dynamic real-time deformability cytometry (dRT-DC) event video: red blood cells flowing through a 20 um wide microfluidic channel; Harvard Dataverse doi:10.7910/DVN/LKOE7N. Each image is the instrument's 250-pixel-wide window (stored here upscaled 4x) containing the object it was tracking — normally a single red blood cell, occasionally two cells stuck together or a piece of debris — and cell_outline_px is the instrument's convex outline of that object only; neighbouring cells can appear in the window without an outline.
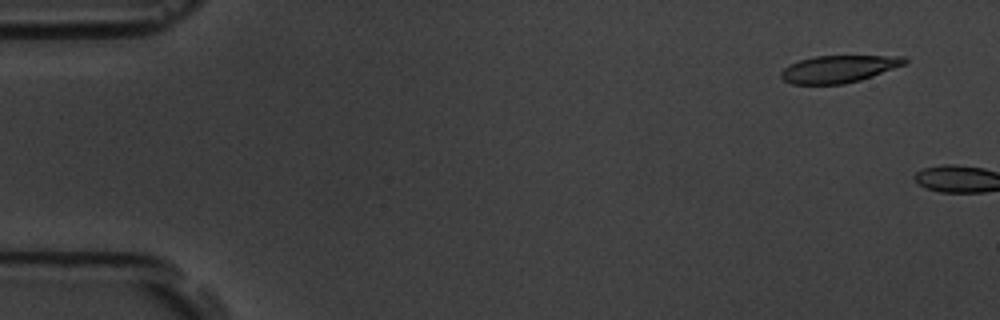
{"species": "common noctule bat (a hibernating species)", "species_latin": "Nyctalus noctula", "temperature_condition": "room temperature", "stored_images_in_passage": 2, "camera_frame_rate_fps": 3000, "um_per_image_px": 0.085, "animal": {"sex": "male", "body_mass_g": 19.5, "forearm_length_mm": 54.6}, "frame": {"image": 1, "passage_image": 1, "time_ms": 0.0, "image_size_px": [1000, 320], "cell_outline_px": [[908, 60], [904, 64], [872, 76], [860, 80], [844, 84], [792, 84], [784, 80], [780, 76], [780, 72], [788, 64], [800, 60], [816, 56], [904, 56]], "centroid_in_image_um": [71.25, 5.86], "position_along_channel_um": 13.8, "area_um2": 19.48}}